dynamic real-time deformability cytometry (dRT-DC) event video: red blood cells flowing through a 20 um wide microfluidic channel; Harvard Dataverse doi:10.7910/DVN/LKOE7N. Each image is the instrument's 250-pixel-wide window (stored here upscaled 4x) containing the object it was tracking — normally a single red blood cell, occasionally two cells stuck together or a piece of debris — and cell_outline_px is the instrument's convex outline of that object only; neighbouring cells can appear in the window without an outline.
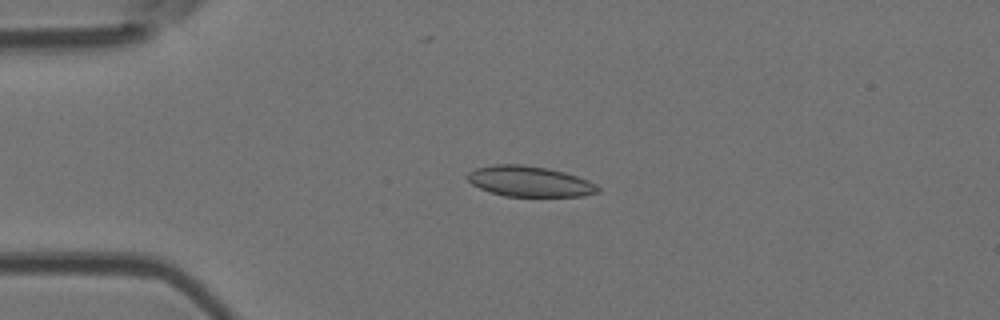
{"species": "Egyptian fruit bat (a non-hibernating species)", "species_latin": "Rousettus aegyptiacus", "temperature_condition": "room temperature", "stored_images_in_passage": 4, "camera_frame_rate_fps": 3000, "um_per_image_px": 0.085, "animal": {"sex": "female"}, "frame": {"image": 1, "passage_image": 3, "time_ms": 2.333, "image_size_px": [1000, 320], "cell_outline_px": [[600, 192], [584, 196], [504, 196], [480, 188], [472, 184], [464, 176], [468, 172], [476, 168], [492, 164], [520, 164], [548, 168], [564, 172], [588, 180], [596, 184], [600, 188]], "centroid_in_image_um": [45.0, 15.41], "position_along_channel_um": 40.0, "area_um2": 23.29}}